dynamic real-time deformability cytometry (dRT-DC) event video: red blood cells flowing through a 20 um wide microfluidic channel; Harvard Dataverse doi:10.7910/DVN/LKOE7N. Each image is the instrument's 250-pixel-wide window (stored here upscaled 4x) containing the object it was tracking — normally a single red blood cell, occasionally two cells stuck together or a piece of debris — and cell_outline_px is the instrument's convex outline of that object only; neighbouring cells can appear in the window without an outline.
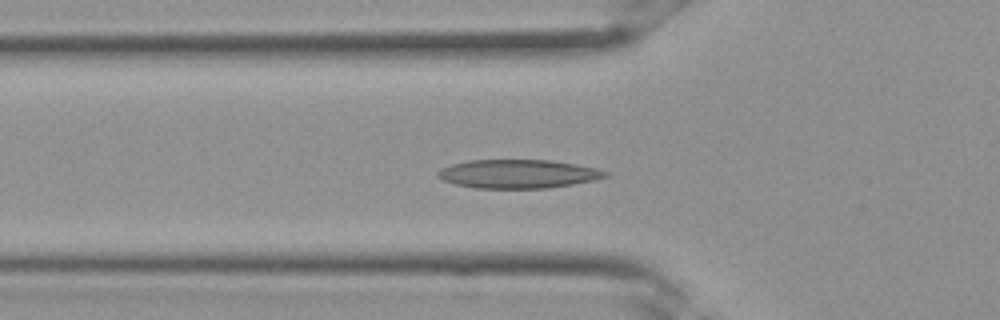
{"species": "Egyptian fruit bat (a non-hibernating species)", "species_latin": "Rousettus aegyptiacus", "temperature_condition": "room temperature", "stored_images_in_passage": 33, "segment_of_instrument_passage": [1, 2], "camera_frame_rate_fps": 3000, "um_per_image_px": 0.085, "frame": {"image": 1, "passage_image": 11, "time_ms": 3.333, "image_size_px": [1000, 320], "cell_outline_px": [[608, 176], [596, 180], [548, 188], [476, 188], [456, 184], [444, 180], [436, 176], [436, 172], [440, 168], [452, 164], [468, 160], [552, 160], [576, 164], [596, 168], [608, 172]], "centroid_in_image_um": [44.03, 14.77], "position_along_channel_um": 81.8, "area_um2": 28.03}}
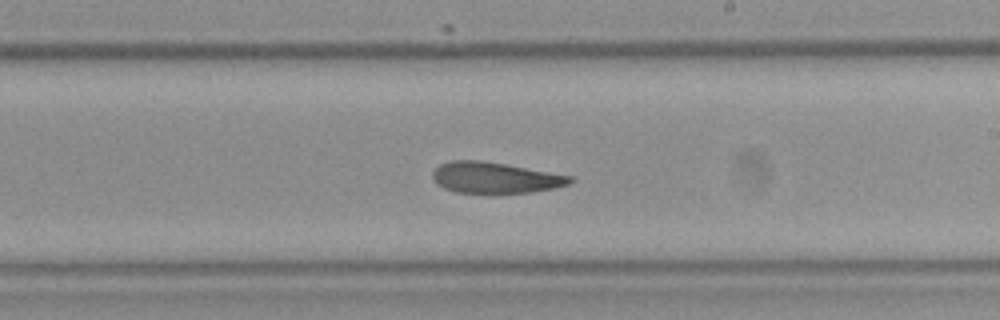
{"frame": {"image": 2, "passage_image": 19, "time_ms": 6.0, "image_size_px": [1000, 320], "cell_outline_px": [[576, 180], [568, 184], [552, 188], [528, 192], [492, 196], [456, 192], [444, 188], [436, 184], [432, 176], [432, 172], [440, 164], [452, 160], [480, 160], [504, 164], [572, 176]], "centroid_in_image_um": [42.04, 15.14], "position_along_channel_um": 247.0, "area_um2": 25.43}}
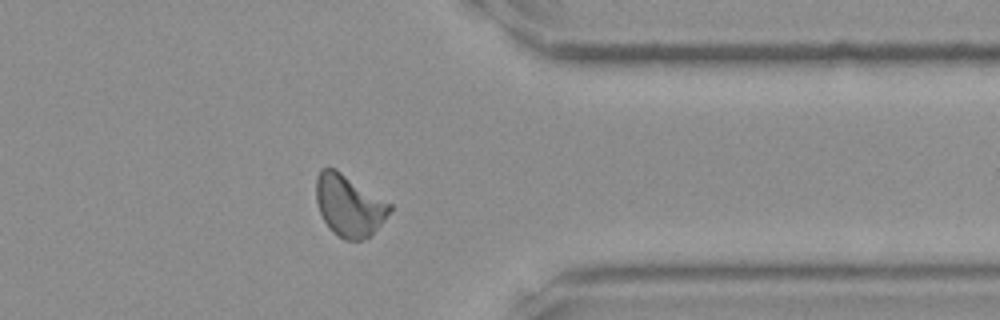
{"frame": {"image": 3, "passage_image": 26, "time_ms": 8.333, "image_size_px": [1000, 320], "cell_outline_px": [[392, 208], [384, 220], [364, 240], [344, 240], [324, 220], [320, 212], [316, 200], [316, 176], [320, 168], [328, 164], [336, 168], [392, 204]], "centroid_in_image_um": [29.65, 17.39], "position_along_channel_um": 381.8, "area_um2": 26.3}}